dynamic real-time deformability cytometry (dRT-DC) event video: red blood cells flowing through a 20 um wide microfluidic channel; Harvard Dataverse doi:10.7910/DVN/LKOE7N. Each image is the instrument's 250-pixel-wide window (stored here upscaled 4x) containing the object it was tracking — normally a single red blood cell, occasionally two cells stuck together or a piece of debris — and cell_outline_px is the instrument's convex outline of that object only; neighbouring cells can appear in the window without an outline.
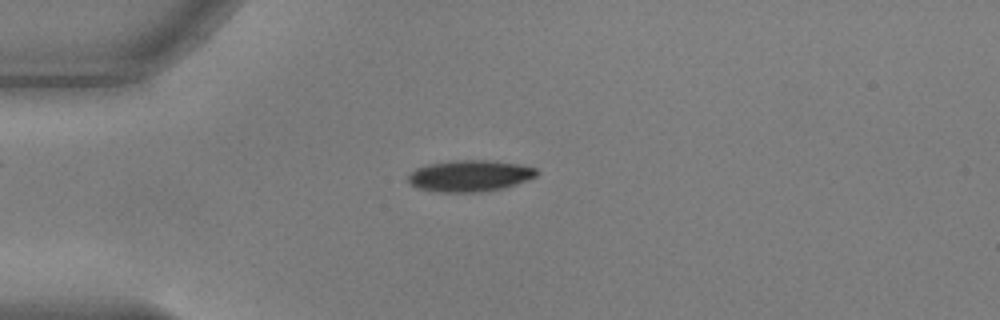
{"species": "common noctule bat (a hibernating species)", "species_latin": "Nyctalus noctula", "temperature_condition": "warm", "stored_images_in_passage": 41, "camera_frame_rate_fps": 3000, "um_per_image_px": 0.085, "animal": {"sex": "male", "body_mass_g": 17.9, "forearm_length_mm": 54.2}, "frame": {"image": 1, "passage_image": 1, "time_ms": 0.0, "image_size_px": [1000, 320], "cell_outline_px": [[540, 172], [536, 176], [516, 184], [504, 188], [480, 192], [440, 192], [416, 188], [408, 184], [408, 172], [416, 168], [428, 164], [452, 160], [492, 160], [520, 164], [536, 168]], "centroid_in_image_um": [39.91, 14.94], "position_along_channel_um": 45.1, "area_um2": 23.87}}
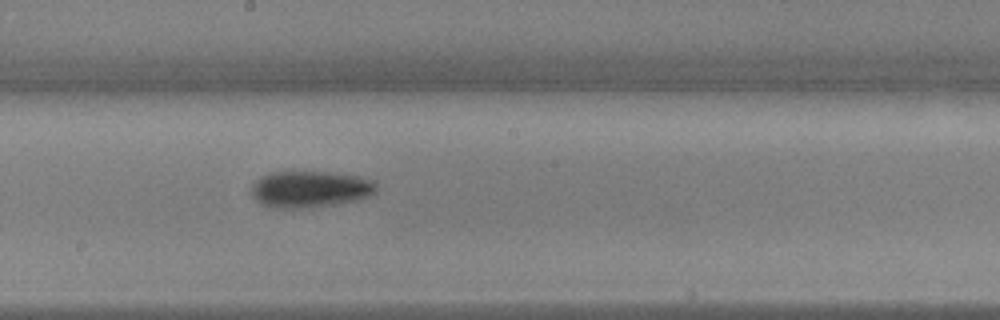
{"frame": {"image": 2, "passage_image": 17, "time_ms": 5.333, "image_size_px": [1000, 320], "cell_outline_px": [[376, 192], [368, 196], [352, 200], [332, 204], [300, 208], [272, 208], [260, 204], [252, 196], [252, 184], [260, 176], [272, 172], [292, 168], [328, 172], [360, 176], [376, 184]], "centroid_in_image_um": [26.25, 16.03], "position_along_channel_um": 221.9, "area_um2": 27.11}}
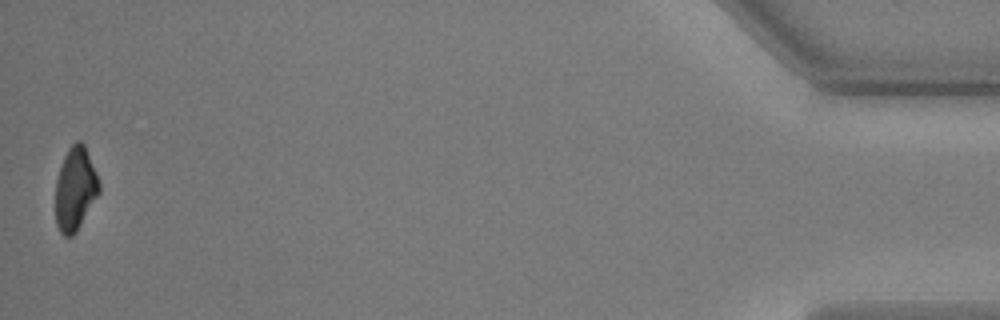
{"frame": {"image": 3, "passage_image": 41, "time_ms": 13.333, "image_size_px": [1000, 320], "cell_outline_px": [[100, 192], [76, 232], [72, 236], [64, 236], [60, 232], [56, 224], [56, 180], [64, 156], [68, 148], [76, 140], [80, 140], [84, 144], [100, 180]], "centroid_in_image_um": [6.41, 16.04], "position_along_channel_um": 428.8, "area_um2": 21.21}, "authors_computed_cell_mechanics": {"area_um2": 24.565, "velocity_mm_per_s": 3.7007, "shape_relaxation_time_tau1_ms": 3.698, "shape_relaxation_time_tau2_ms": null, "deformation_change_tau1": 0.1547, "deformation_change_tau2": null}}